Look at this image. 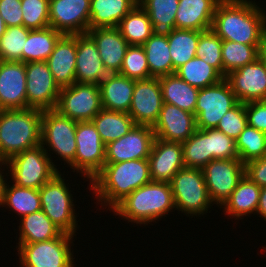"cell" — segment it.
Here are the masks:
<instances>
[{
  "mask_svg": "<svg viewBox=\"0 0 266 267\" xmlns=\"http://www.w3.org/2000/svg\"><path fill=\"white\" fill-rule=\"evenodd\" d=\"M252 0H220L211 30L222 40L259 45L266 25L265 10Z\"/></svg>",
  "mask_w": 266,
  "mask_h": 267,
  "instance_id": "obj_1",
  "label": "cell"
},
{
  "mask_svg": "<svg viewBox=\"0 0 266 267\" xmlns=\"http://www.w3.org/2000/svg\"><path fill=\"white\" fill-rule=\"evenodd\" d=\"M148 159L105 163L90 189L102 207L113 210L130 193L151 182Z\"/></svg>",
  "mask_w": 266,
  "mask_h": 267,
  "instance_id": "obj_2",
  "label": "cell"
},
{
  "mask_svg": "<svg viewBox=\"0 0 266 267\" xmlns=\"http://www.w3.org/2000/svg\"><path fill=\"white\" fill-rule=\"evenodd\" d=\"M43 110L7 109L0 114V158L4 163L27 149L41 145Z\"/></svg>",
  "mask_w": 266,
  "mask_h": 267,
  "instance_id": "obj_3",
  "label": "cell"
},
{
  "mask_svg": "<svg viewBox=\"0 0 266 267\" xmlns=\"http://www.w3.org/2000/svg\"><path fill=\"white\" fill-rule=\"evenodd\" d=\"M174 208L170 183L151 181L130 193L112 212L128 222L147 225L168 215Z\"/></svg>",
  "mask_w": 266,
  "mask_h": 267,
  "instance_id": "obj_4",
  "label": "cell"
},
{
  "mask_svg": "<svg viewBox=\"0 0 266 267\" xmlns=\"http://www.w3.org/2000/svg\"><path fill=\"white\" fill-rule=\"evenodd\" d=\"M50 153L42 145L14 155L5 164L11 181L18 186L40 189L59 173ZM11 172V173H10Z\"/></svg>",
  "mask_w": 266,
  "mask_h": 267,
  "instance_id": "obj_5",
  "label": "cell"
},
{
  "mask_svg": "<svg viewBox=\"0 0 266 267\" xmlns=\"http://www.w3.org/2000/svg\"><path fill=\"white\" fill-rule=\"evenodd\" d=\"M175 209L186 216L204 215L212 207L202 169H180L169 182ZM190 214V215H189Z\"/></svg>",
  "mask_w": 266,
  "mask_h": 267,
  "instance_id": "obj_6",
  "label": "cell"
},
{
  "mask_svg": "<svg viewBox=\"0 0 266 267\" xmlns=\"http://www.w3.org/2000/svg\"><path fill=\"white\" fill-rule=\"evenodd\" d=\"M60 173L39 189L41 210L63 233L76 236L78 221L73 196Z\"/></svg>",
  "mask_w": 266,
  "mask_h": 267,
  "instance_id": "obj_7",
  "label": "cell"
},
{
  "mask_svg": "<svg viewBox=\"0 0 266 267\" xmlns=\"http://www.w3.org/2000/svg\"><path fill=\"white\" fill-rule=\"evenodd\" d=\"M77 122L55 109L43 110L41 120V145L45 151L56 153L75 172ZM60 156V157H59Z\"/></svg>",
  "mask_w": 266,
  "mask_h": 267,
  "instance_id": "obj_8",
  "label": "cell"
},
{
  "mask_svg": "<svg viewBox=\"0 0 266 267\" xmlns=\"http://www.w3.org/2000/svg\"><path fill=\"white\" fill-rule=\"evenodd\" d=\"M73 235L62 233L59 237L35 243H18L21 267H73L71 246ZM72 241V242H71ZM71 244V245H70Z\"/></svg>",
  "mask_w": 266,
  "mask_h": 267,
  "instance_id": "obj_9",
  "label": "cell"
},
{
  "mask_svg": "<svg viewBox=\"0 0 266 267\" xmlns=\"http://www.w3.org/2000/svg\"><path fill=\"white\" fill-rule=\"evenodd\" d=\"M239 103L227 80L199 89L195 108L196 127L216 128L227 111Z\"/></svg>",
  "mask_w": 266,
  "mask_h": 267,
  "instance_id": "obj_10",
  "label": "cell"
},
{
  "mask_svg": "<svg viewBox=\"0 0 266 267\" xmlns=\"http://www.w3.org/2000/svg\"><path fill=\"white\" fill-rule=\"evenodd\" d=\"M102 109L99 84L76 82L61 88L55 108L76 122L91 121Z\"/></svg>",
  "mask_w": 266,
  "mask_h": 267,
  "instance_id": "obj_11",
  "label": "cell"
},
{
  "mask_svg": "<svg viewBox=\"0 0 266 267\" xmlns=\"http://www.w3.org/2000/svg\"><path fill=\"white\" fill-rule=\"evenodd\" d=\"M75 170L91 180L105 165V145L92 121L77 122Z\"/></svg>",
  "mask_w": 266,
  "mask_h": 267,
  "instance_id": "obj_12",
  "label": "cell"
},
{
  "mask_svg": "<svg viewBox=\"0 0 266 267\" xmlns=\"http://www.w3.org/2000/svg\"><path fill=\"white\" fill-rule=\"evenodd\" d=\"M210 200L218 207L232 194L245 175V164L239 159H214L202 168Z\"/></svg>",
  "mask_w": 266,
  "mask_h": 267,
  "instance_id": "obj_13",
  "label": "cell"
},
{
  "mask_svg": "<svg viewBox=\"0 0 266 267\" xmlns=\"http://www.w3.org/2000/svg\"><path fill=\"white\" fill-rule=\"evenodd\" d=\"M27 108L55 109L61 88L46 61L25 63Z\"/></svg>",
  "mask_w": 266,
  "mask_h": 267,
  "instance_id": "obj_14",
  "label": "cell"
},
{
  "mask_svg": "<svg viewBox=\"0 0 266 267\" xmlns=\"http://www.w3.org/2000/svg\"><path fill=\"white\" fill-rule=\"evenodd\" d=\"M91 0H50L49 25L66 35L87 34Z\"/></svg>",
  "mask_w": 266,
  "mask_h": 267,
  "instance_id": "obj_15",
  "label": "cell"
},
{
  "mask_svg": "<svg viewBox=\"0 0 266 267\" xmlns=\"http://www.w3.org/2000/svg\"><path fill=\"white\" fill-rule=\"evenodd\" d=\"M154 139L153 127L135 125L126 135L105 145V163L148 159Z\"/></svg>",
  "mask_w": 266,
  "mask_h": 267,
  "instance_id": "obj_16",
  "label": "cell"
},
{
  "mask_svg": "<svg viewBox=\"0 0 266 267\" xmlns=\"http://www.w3.org/2000/svg\"><path fill=\"white\" fill-rule=\"evenodd\" d=\"M162 105L163 98L158 77L135 80L128 114L136 125L153 127L159 118Z\"/></svg>",
  "mask_w": 266,
  "mask_h": 267,
  "instance_id": "obj_17",
  "label": "cell"
},
{
  "mask_svg": "<svg viewBox=\"0 0 266 267\" xmlns=\"http://www.w3.org/2000/svg\"><path fill=\"white\" fill-rule=\"evenodd\" d=\"M225 79L239 102L266 100V66L259 58L230 72Z\"/></svg>",
  "mask_w": 266,
  "mask_h": 267,
  "instance_id": "obj_18",
  "label": "cell"
},
{
  "mask_svg": "<svg viewBox=\"0 0 266 267\" xmlns=\"http://www.w3.org/2000/svg\"><path fill=\"white\" fill-rule=\"evenodd\" d=\"M195 114L163 102L159 118L153 126L156 138L184 142L196 131Z\"/></svg>",
  "mask_w": 266,
  "mask_h": 267,
  "instance_id": "obj_19",
  "label": "cell"
},
{
  "mask_svg": "<svg viewBox=\"0 0 266 267\" xmlns=\"http://www.w3.org/2000/svg\"><path fill=\"white\" fill-rule=\"evenodd\" d=\"M0 104L4 110L27 108L25 63L0 60Z\"/></svg>",
  "mask_w": 266,
  "mask_h": 267,
  "instance_id": "obj_20",
  "label": "cell"
},
{
  "mask_svg": "<svg viewBox=\"0 0 266 267\" xmlns=\"http://www.w3.org/2000/svg\"><path fill=\"white\" fill-rule=\"evenodd\" d=\"M148 162L152 181L170 182L180 169L185 168L182 144L155 137Z\"/></svg>",
  "mask_w": 266,
  "mask_h": 267,
  "instance_id": "obj_21",
  "label": "cell"
},
{
  "mask_svg": "<svg viewBox=\"0 0 266 267\" xmlns=\"http://www.w3.org/2000/svg\"><path fill=\"white\" fill-rule=\"evenodd\" d=\"M77 35L63 34L46 60L55 82L60 88L75 82Z\"/></svg>",
  "mask_w": 266,
  "mask_h": 267,
  "instance_id": "obj_22",
  "label": "cell"
},
{
  "mask_svg": "<svg viewBox=\"0 0 266 267\" xmlns=\"http://www.w3.org/2000/svg\"><path fill=\"white\" fill-rule=\"evenodd\" d=\"M108 74L96 43L88 34H78L75 82L99 84Z\"/></svg>",
  "mask_w": 266,
  "mask_h": 267,
  "instance_id": "obj_23",
  "label": "cell"
},
{
  "mask_svg": "<svg viewBox=\"0 0 266 267\" xmlns=\"http://www.w3.org/2000/svg\"><path fill=\"white\" fill-rule=\"evenodd\" d=\"M87 34L96 43L108 73H119L129 44L117 27L89 29Z\"/></svg>",
  "mask_w": 266,
  "mask_h": 267,
  "instance_id": "obj_24",
  "label": "cell"
},
{
  "mask_svg": "<svg viewBox=\"0 0 266 267\" xmlns=\"http://www.w3.org/2000/svg\"><path fill=\"white\" fill-rule=\"evenodd\" d=\"M134 87L135 80L119 73H109L99 83L102 108L128 113Z\"/></svg>",
  "mask_w": 266,
  "mask_h": 267,
  "instance_id": "obj_25",
  "label": "cell"
},
{
  "mask_svg": "<svg viewBox=\"0 0 266 267\" xmlns=\"http://www.w3.org/2000/svg\"><path fill=\"white\" fill-rule=\"evenodd\" d=\"M220 0H179L175 28L205 31L211 29Z\"/></svg>",
  "mask_w": 266,
  "mask_h": 267,
  "instance_id": "obj_26",
  "label": "cell"
},
{
  "mask_svg": "<svg viewBox=\"0 0 266 267\" xmlns=\"http://www.w3.org/2000/svg\"><path fill=\"white\" fill-rule=\"evenodd\" d=\"M261 187L254 183L247 175L240 180L232 194L222 205L224 214L233 216L235 220L242 216L255 214L258 208ZM236 217V218H235ZM242 217V218H241Z\"/></svg>",
  "mask_w": 266,
  "mask_h": 267,
  "instance_id": "obj_27",
  "label": "cell"
},
{
  "mask_svg": "<svg viewBox=\"0 0 266 267\" xmlns=\"http://www.w3.org/2000/svg\"><path fill=\"white\" fill-rule=\"evenodd\" d=\"M138 0H91L89 29L117 27Z\"/></svg>",
  "mask_w": 266,
  "mask_h": 267,
  "instance_id": "obj_28",
  "label": "cell"
},
{
  "mask_svg": "<svg viewBox=\"0 0 266 267\" xmlns=\"http://www.w3.org/2000/svg\"><path fill=\"white\" fill-rule=\"evenodd\" d=\"M163 102L195 114L199 89L175 73L159 77Z\"/></svg>",
  "mask_w": 266,
  "mask_h": 267,
  "instance_id": "obj_29",
  "label": "cell"
},
{
  "mask_svg": "<svg viewBox=\"0 0 266 267\" xmlns=\"http://www.w3.org/2000/svg\"><path fill=\"white\" fill-rule=\"evenodd\" d=\"M19 220V243L48 241L63 233L42 210L23 216Z\"/></svg>",
  "mask_w": 266,
  "mask_h": 267,
  "instance_id": "obj_30",
  "label": "cell"
},
{
  "mask_svg": "<svg viewBox=\"0 0 266 267\" xmlns=\"http://www.w3.org/2000/svg\"><path fill=\"white\" fill-rule=\"evenodd\" d=\"M104 145L120 139L136 124L126 112L102 109L91 120Z\"/></svg>",
  "mask_w": 266,
  "mask_h": 267,
  "instance_id": "obj_31",
  "label": "cell"
},
{
  "mask_svg": "<svg viewBox=\"0 0 266 267\" xmlns=\"http://www.w3.org/2000/svg\"><path fill=\"white\" fill-rule=\"evenodd\" d=\"M152 23L153 34L168 36L175 29L179 0H138Z\"/></svg>",
  "mask_w": 266,
  "mask_h": 267,
  "instance_id": "obj_32",
  "label": "cell"
},
{
  "mask_svg": "<svg viewBox=\"0 0 266 267\" xmlns=\"http://www.w3.org/2000/svg\"><path fill=\"white\" fill-rule=\"evenodd\" d=\"M117 28L129 45L142 46L153 34L149 15L139 4L122 18Z\"/></svg>",
  "mask_w": 266,
  "mask_h": 267,
  "instance_id": "obj_33",
  "label": "cell"
},
{
  "mask_svg": "<svg viewBox=\"0 0 266 267\" xmlns=\"http://www.w3.org/2000/svg\"><path fill=\"white\" fill-rule=\"evenodd\" d=\"M62 35L50 26L30 30L23 49V63L46 61Z\"/></svg>",
  "mask_w": 266,
  "mask_h": 267,
  "instance_id": "obj_34",
  "label": "cell"
},
{
  "mask_svg": "<svg viewBox=\"0 0 266 267\" xmlns=\"http://www.w3.org/2000/svg\"><path fill=\"white\" fill-rule=\"evenodd\" d=\"M151 77H161L173 74V63L167 36L152 34L142 45Z\"/></svg>",
  "mask_w": 266,
  "mask_h": 267,
  "instance_id": "obj_35",
  "label": "cell"
},
{
  "mask_svg": "<svg viewBox=\"0 0 266 267\" xmlns=\"http://www.w3.org/2000/svg\"><path fill=\"white\" fill-rule=\"evenodd\" d=\"M201 31L175 28L168 36L170 56L175 70L196 56Z\"/></svg>",
  "mask_w": 266,
  "mask_h": 267,
  "instance_id": "obj_36",
  "label": "cell"
},
{
  "mask_svg": "<svg viewBox=\"0 0 266 267\" xmlns=\"http://www.w3.org/2000/svg\"><path fill=\"white\" fill-rule=\"evenodd\" d=\"M10 186V187H9ZM2 206L8 207L21 218L30 213L41 210V201L38 189L26 188L5 184Z\"/></svg>",
  "mask_w": 266,
  "mask_h": 267,
  "instance_id": "obj_37",
  "label": "cell"
},
{
  "mask_svg": "<svg viewBox=\"0 0 266 267\" xmlns=\"http://www.w3.org/2000/svg\"><path fill=\"white\" fill-rule=\"evenodd\" d=\"M175 74L198 89L214 85L224 79L214 67L197 56L177 68Z\"/></svg>",
  "mask_w": 266,
  "mask_h": 267,
  "instance_id": "obj_38",
  "label": "cell"
},
{
  "mask_svg": "<svg viewBox=\"0 0 266 267\" xmlns=\"http://www.w3.org/2000/svg\"><path fill=\"white\" fill-rule=\"evenodd\" d=\"M259 45H246L242 43L223 40L222 62L223 77L258 58Z\"/></svg>",
  "mask_w": 266,
  "mask_h": 267,
  "instance_id": "obj_39",
  "label": "cell"
},
{
  "mask_svg": "<svg viewBox=\"0 0 266 267\" xmlns=\"http://www.w3.org/2000/svg\"><path fill=\"white\" fill-rule=\"evenodd\" d=\"M183 160L185 168L202 169L211 161V153L208 146V129L196 131L184 142Z\"/></svg>",
  "mask_w": 266,
  "mask_h": 267,
  "instance_id": "obj_40",
  "label": "cell"
},
{
  "mask_svg": "<svg viewBox=\"0 0 266 267\" xmlns=\"http://www.w3.org/2000/svg\"><path fill=\"white\" fill-rule=\"evenodd\" d=\"M235 141L239 159L244 164L266 156V133L247 125Z\"/></svg>",
  "mask_w": 266,
  "mask_h": 267,
  "instance_id": "obj_41",
  "label": "cell"
},
{
  "mask_svg": "<svg viewBox=\"0 0 266 267\" xmlns=\"http://www.w3.org/2000/svg\"><path fill=\"white\" fill-rule=\"evenodd\" d=\"M30 29L22 26L7 27L0 39V60L23 62V49Z\"/></svg>",
  "mask_w": 266,
  "mask_h": 267,
  "instance_id": "obj_42",
  "label": "cell"
},
{
  "mask_svg": "<svg viewBox=\"0 0 266 267\" xmlns=\"http://www.w3.org/2000/svg\"><path fill=\"white\" fill-rule=\"evenodd\" d=\"M222 42L223 40L211 29L201 31L196 56L201 57L223 76Z\"/></svg>",
  "mask_w": 266,
  "mask_h": 267,
  "instance_id": "obj_43",
  "label": "cell"
},
{
  "mask_svg": "<svg viewBox=\"0 0 266 267\" xmlns=\"http://www.w3.org/2000/svg\"><path fill=\"white\" fill-rule=\"evenodd\" d=\"M119 74L133 80L151 78L146 54L142 46L129 45Z\"/></svg>",
  "mask_w": 266,
  "mask_h": 267,
  "instance_id": "obj_44",
  "label": "cell"
},
{
  "mask_svg": "<svg viewBox=\"0 0 266 267\" xmlns=\"http://www.w3.org/2000/svg\"><path fill=\"white\" fill-rule=\"evenodd\" d=\"M50 0H21L23 26L30 29H43L49 25Z\"/></svg>",
  "mask_w": 266,
  "mask_h": 267,
  "instance_id": "obj_45",
  "label": "cell"
},
{
  "mask_svg": "<svg viewBox=\"0 0 266 267\" xmlns=\"http://www.w3.org/2000/svg\"><path fill=\"white\" fill-rule=\"evenodd\" d=\"M208 146L211 161L214 159H237L236 141L220 130L208 129Z\"/></svg>",
  "mask_w": 266,
  "mask_h": 267,
  "instance_id": "obj_46",
  "label": "cell"
},
{
  "mask_svg": "<svg viewBox=\"0 0 266 267\" xmlns=\"http://www.w3.org/2000/svg\"><path fill=\"white\" fill-rule=\"evenodd\" d=\"M247 125L245 103L239 102L235 107L226 112L216 129L236 140Z\"/></svg>",
  "mask_w": 266,
  "mask_h": 267,
  "instance_id": "obj_47",
  "label": "cell"
},
{
  "mask_svg": "<svg viewBox=\"0 0 266 267\" xmlns=\"http://www.w3.org/2000/svg\"><path fill=\"white\" fill-rule=\"evenodd\" d=\"M248 126L266 133V100L245 103Z\"/></svg>",
  "mask_w": 266,
  "mask_h": 267,
  "instance_id": "obj_48",
  "label": "cell"
},
{
  "mask_svg": "<svg viewBox=\"0 0 266 267\" xmlns=\"http://www.w3.org/2000/svg\"><path fill=\"white\" fill-rule=\"evenodd\" d=\"M0 16L7 27L22 26L21 0H0Z\"/></svg>",
  "mask_w": 266,
  "mask_h": 267,
  "instance_id": "obj_49",
  "label": "cell"
},
{
  "mask_svg": "<svg viewBox=\"0 0 266 267\" xmlns=\"http://www.w3.org/2000/svg\"><path fill=\"white\" fill-rule=\"evenodd\" d=\"M245 175L259 187H266V156L248 161L245 164Z\"/></svg>",
  "mask_w": 266,
  "mask_h": 267,
  "instance_id": "obj_50",
  "label": "cell"
},
{
  "mask_svg": "<svg viewBox=\"0 0 266 267\" xmlns=\"http://www.w3.org/2000/svg\"><path fill=\"white\" fill-rule=\"evenodd\" d=\"M256 214H259V217L266 221V187L261 188Z\"/></svg>",
  "mask_w": 266,
  "mask_h": 267,
  "instance_id": "obj_51",
  "label": "cell"
},
{
  "mask_svg": "<svg viewBox=\"0 0 266 267\" xmlns=\"http://www.w3.org/2000/svg\"><path fill=\"white\" fill-rule=\"evenodd\" d=\"M258 58L263 62L266 66V25L263 30L261 41L258 47Z\"/></svg>",
  "mask_w": 266,
  "mask_h": 267,
  "instance_id": "obj_52",
  "label": "cell"
},
{
  "mask_svg": "<svg viewBox=\"0 0 266 267\" xmlns=\"http://www.w3.org/2000/svg\"><path fill=\"white\" fill-rule=\"evenodd\" d=\"M4 167H2V165L0 166V206L2 207V203H3V194H4V187H5V184H6V182H7V179L6 178H4V176H6V175H4L5 173H4V169H5V166H6V164L4 163V165H3ZM1 168H3V170L1 169ZM2 170V171H1ZM0 207V208H1Z\"/></svg>",
  "mask_w": 266,
  "mask_h": 267,
  "instance_id": "obj_53",
  "label": "cell"
},
{
  "mask_svg": "<svg viewBox=\"0 0 266 267\" xmlns=\"http://www.w3.org/2000/svg\"><path fill=\"white\" fill-rule=\"evenodd\" d=\"M7 26L3 20V18L0 16V39L3 36V34L6 32Z\"/></svg>",
  "mask_w": 266,
  "mask_h": 267,
  "instance_id": "obj_54",
  "label": "cell"
},
{
  "mask_svg": "<svg viewBox=\"0 0 266 267\" xmlns=\"http://www.w3.org/2000/svg\"><path fill=\"white\" fill-rule=\"evenodd\" d=\"M4 165V162L2 161V159L0 158V166Z\"/></svg>",
  "mask_w": 266,
  "mask_h": 267,
  "instance_id": "obj_55",
  "label": "cell"
},
{
  "mask_svg": "<svg viewBox=\"0 0 266 267\" xmlns=\"http://www.w3.org/2000/svg\"><path fill=\"white\" fill-rule=\"evenodd\" d=\"M4 109L2 108L1 104H0V114Z\"/></svg>",
  "mask_w": 266,
  "mask_h": 267,
  "instance_id": "obj_56",
  "label": "cell"
}]
</instances>
